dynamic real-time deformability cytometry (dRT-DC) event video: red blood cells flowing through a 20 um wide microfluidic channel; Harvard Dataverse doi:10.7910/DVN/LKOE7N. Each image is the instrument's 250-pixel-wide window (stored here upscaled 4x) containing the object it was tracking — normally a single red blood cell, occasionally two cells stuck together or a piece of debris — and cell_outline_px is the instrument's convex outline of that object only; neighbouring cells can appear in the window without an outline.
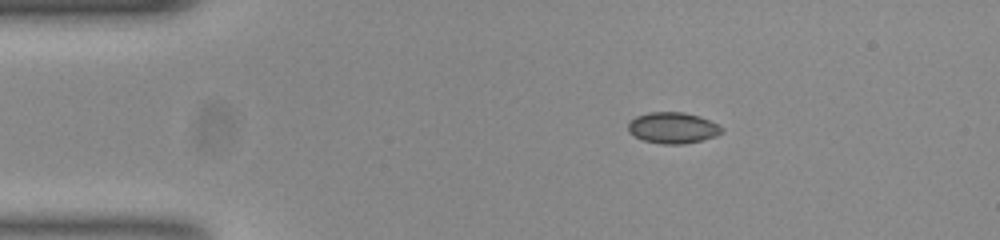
{"species": "common noctule bat (a hibernating species)", "species_latin": "Nyctalus noctula", "temperature_condition": "room temperature", "stored_images_in_passage": 53, "camera_frame_rate_fps": 3000, "um_per_image_px": 0.085, "animal": {"sex": "female", "body_mass_g": 23.0, "forearm_length_mm": 53.4}, "frame": {"image": 1, "passage_image": 9, "time_ms": 2.667, "image_size_px": [1000, 240], "cell_outline_px": [[724, 128], [716, 136], [700, 140], [680, 144], [664, 144], [644, 140], [628, 132], [628, 124], [636, 116], [648, 112], [684, 112], [700, 116]], "centroid_in_image_um": [57.17, 10.85], "position_along_channel_um": 27.8, "area_um2": 16.7}}
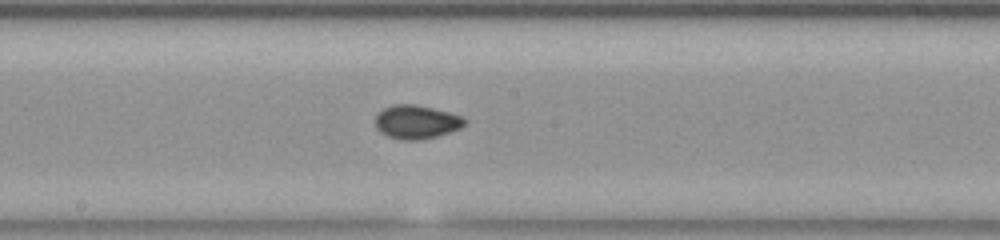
{"frame": {"image": 2, "passage_image": 28, "time_ms": 9.0, "image_size_px": [1000, 240], "cell_outline_px": [[464, 124], [460, 128], [436, 136], [420, 140], [400, 140], [388, 136], [380, 132], [376, 128], [376, 116], [384, 108], [392, 104], [416, 104], [448, 112], [460, 116], [464, 120]], "centroid_in_image_um": [35.35, 10.37], "position_along_channel_um": 212.9, "area_um2": 17.28}}
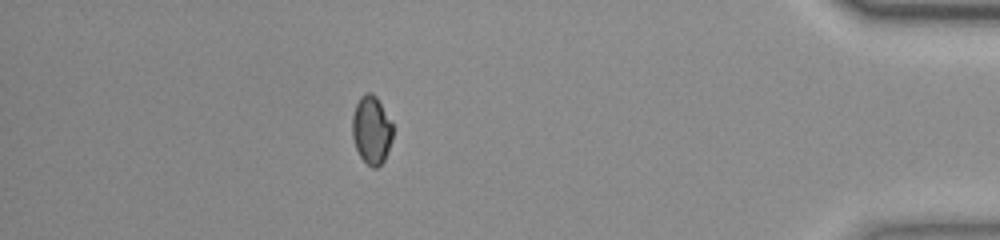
{"frame": {"image": 3, "passage_image": 47, "time_ms": 15.333, "image_size_px": [1000, 240], "cell_outline_px": [[392, 136], [384, 160], [376, 168], [372, 168], [360, 156], [356, 148], [352, 136], [352, 116], [356, 104], [360, 96], [364, 92], [372, 92], [376, 96], [392, 124]], "centroid_in_image_um": [31.55, 11.02], "position_along_channel_um": 403.7, "area_um2": 15.9}, "authors_computed_cell_mechanics": {"area_um2": 16.473, "velocity_mm_per_s": 3.7876, "shape_relaxation_time_tau1_ms": 5.8446, "shape_relaxation_time_tau2_ms": 1.0446, "deformation_change_tau1": 0.0927, "deformation_change_tau2": 0.0422}}